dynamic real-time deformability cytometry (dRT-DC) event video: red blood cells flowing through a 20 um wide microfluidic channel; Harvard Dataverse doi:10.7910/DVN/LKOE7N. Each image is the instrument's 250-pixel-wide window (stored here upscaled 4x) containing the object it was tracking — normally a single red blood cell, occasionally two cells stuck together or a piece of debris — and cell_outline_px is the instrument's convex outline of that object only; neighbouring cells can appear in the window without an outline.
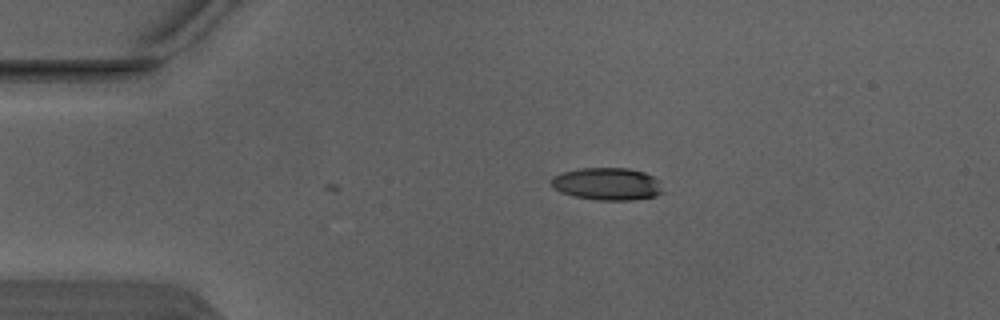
{"species": "Egyptian fruit bat (a non-hibernating species)", "species_latin": "Rousettus aegyptiacus", "temperature_condition": "warm", "stored_images_in_passage": 2, "camera_frame_rate_fps": 3000, "um_per_image_px": 0.085, "animal": {"sex": "male"}, "frame": {"image": 1, "passage_image": 1, "time_ms": 0.0, "image_size_px": [1000, 320], "cell_outline_px": [[664, 192], [656, 196], [632, 200], [596, 200], [576, 196], [560, 192], [552, 188], [548, 180], [552, 176], [564, 172], [580, 168], [628, 168], [644, 172], [652, 176], [656, 180]], "centroid_in_image_um": [51.56, 15.63], "position_along_channel_um": 33.4, "area_um2": 21.15}}